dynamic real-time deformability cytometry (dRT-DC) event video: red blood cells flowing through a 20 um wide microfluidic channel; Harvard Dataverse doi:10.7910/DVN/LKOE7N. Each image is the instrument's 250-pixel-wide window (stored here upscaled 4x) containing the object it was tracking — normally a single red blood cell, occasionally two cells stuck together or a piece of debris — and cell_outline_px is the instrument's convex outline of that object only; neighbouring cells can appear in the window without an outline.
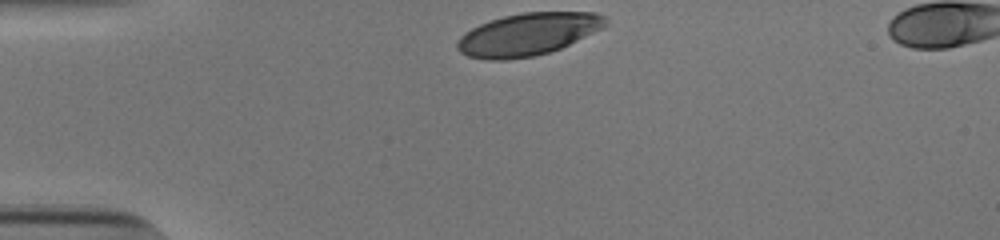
{"species": "human", "species_latin": "Homo sapiens", "temperature_condition": "cold", "stored_images_in_passage": 31, "camera_frame_rate_fps": 3000, "um_per_image_px": 0.085, "donor": {"sex": "male"}, "frame": {"image": 1, "passage_image": 1, "time_ms": 0.0, "image_size_px": [1000, 240], "cell_outline_px": [[608, 24], [604, 28], [560, 48], [548, 52], [532, 56], [504, 60], [488, 60], [468, 56], [460, 52], [456, 48], [456, 44], [460, 36], [464, 32], [480, 24], [504, 16], [524, 12], [596, 12], [608, 16]], "centroid_in_image_um": [44.9, 2.9], "position_along_channel_um": 40.1, "area_um2": 36.7}}
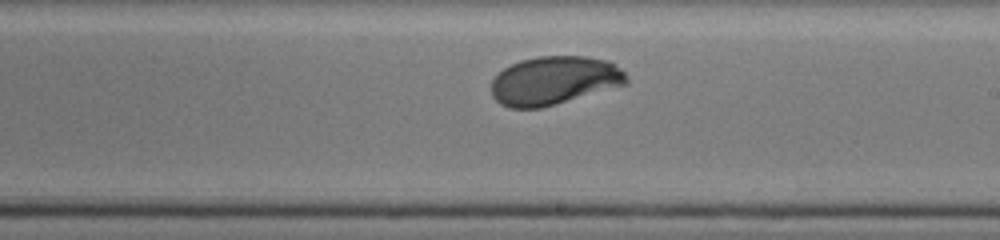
{"frame": {"image": 2, "passage_image": 20, "time_ms": 6.333, "image_size_px": [1000, 240], "cell_outline_px": [[628, 84], [556, 104], [540, 108], [508, 108], [500, 104], [492, 96], [492, 80], [504, 68], [520, 60], [540, 56], [584, 56], [608, 60], [620, 68], [624, 72], [628, 80]], "centroid_in_image_um": [47.11, 6.85], "position_along_channel_um": 241.9, "area_um2": 38.21}}
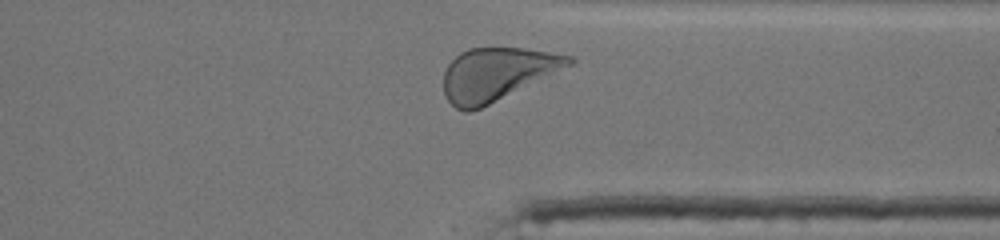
{"frame": {"image": 3, "passage_image": 30, "time_ms": 9.667, "image_size_px": [1000, 240], "cell_outline_px": [[576, 60], [572, 64], [480, 108], [468, 112], [464, 112], [456, 108], [444, 96], [444, 72], [448, 64], [460, 52], [468, 48], [524, 48], [572, 56]], "centroid_in_image_um": [42.19, 6.29], "position_along_channel_um": 369.2, "area_um2": 37.92}, "authors_computed_cell_mechanics": {"area_um2": 38.148, "velocity_mm_per_s": 3.8107, "shape_relaxation_time_tau1_ms": 3.6706, "shape_relaxation_time_tau2_ms": null, "deformation_change_tau1": 0.1761, "deformation_change_tau2": null}}